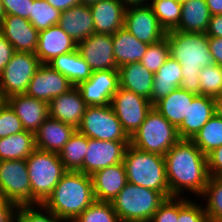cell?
<instances>
[{
    "mask_svg": "<svg viewBox=\"0 0 222 222\" xmlns=\"http://www.w3.org/2000/svg\"><path fill=\"white\" fill-rule=\"evenodd\" d=\"M164 160L170 197L189 192L200 199L210 178L207 156L191 140L180 139Z\"/></svg>",
    "mask_w": 222,
    "mask_h": 222,
    "instance_id": "1",
    "label": "cell"
},
{
    "mask_svg": "<svg viewBox=\"0 0 222 222\" xmlns=\"http://www.w3.org/2000/svg\"><path fill=\"white\" fill-rule=\"evenodd\" d=\"M165 37L169 44L170 56L182 67L179 88L200 95L199 73L207 65L214 63L206 33L181 32L171 30Z\"/></svg>",
    "mask_w": 222,
    "mask_h": 222,
    "instance_id": "2",
    "label": "cell"
},
{
    "mask_svg": "<svg viewBox=\"0 0 222 222\" xmlns=\"http://www.w3.org/2000/svg\"><path fill=\"white\" fill-rule=\"evenodd\" d=\"M94 201L91 175L67 171L42 205L63 222H73Z\"/></svg>",
    "mask_w": 222,
    "mask_h": 222,
    "instance_id": "3",
    "label": "cell"
},
{
    "mask_svg": "<svg viewBox=\"0 0 222 222\" xmlns=\"http://www.w3.org/2000/svg\"><path fill=\"white\" fill-rule=\"evenodd\" d=\"M123 164L128 182L156 190L166 198L170 197L163 155L142 151L129 144Z\"/></svg>",
    "mask_w": 222,
    "mask_h": 222,
    "instance_id": "4",
    "label": "cell"
},
{
    "mask_svg": "<svg viewBox=\"0 0 222 222\" xmlns=\"http://www.w3.org/2000/svg\"><path fill=\"white\" fill-rule=\"evenodd\" d=\"M31 205L43 204L67 172L58 153L35 149L26 159Z\"/></svg>",
    "mask_w": 222,
    "mask_h": 222,
    "instance_id": "5",
    "label": "cell"
},
{
    "mask_svg": "<svg viewBox=\"0 0 222 222\" xmlns=\"http://www.w3.org/2000/svg\"><path fill=\"white\" fill-rule=\"evenodd\" d=\"M165 199L156 190L127 182L111 203L120 222H149Z\"/></svg>",
    "mask_w": 222,
    "mask_h": 222,
    "instance_id": "6",
    "label": "cell"
},
{
    "mask_svg": "<svg viewBox=\"0 0 222 222\" xmlns=\"http://www.w3.org/2000/svg\"><path fill=\"white\" fill-rule=\"evenodd\" d=\"M179 140L177 128L152 107L143 123L130 137V145L164 156Z\"/></svg>",
    "mask_w": 222,
    "mask_h": 222,
    "instance_id": "7",
    "label": "cell"
},
{
    "mask_svg": "<svg viewBox=\"0 0 222 222\" xmlns=\"http://www.w3.org/2000/svg\"><path fill=\"white\" fill-rule=\"evenodd\" d=\"M77 131L102 141H130L111 105L87 106Z\"/></svg>",
    "mask_w": 222,
    "mask_h": 222,
    "instance_id": "8",
    "label": "cell"
},
{
    "mask_svg": "<svg viewBox=\"0 0 222 222\" xmlns=\"http://www.w3.org/2000/svg\"><path fill=\"white\" fill-rule=\"evenodd\" d=\"M41 64L35 53L15 51L0 73V91L4 98L15 94H25Z\"/></svg>",
    "mask_w": 222,
    "mask_h": 222,
    "instance_id": "9",
    "label": "cell"
},
{
    "mask_svg": "<svg viewBox=\"0 0 222 222\" xmlns=\"http://www.w3.org/2000/svg\"><path fill=\"white\" fill-rule=\"evenodd\" d=\"M0 195L17 206L31 205L26 159L0 161Z\"/></svg>",
    "mask_w": 222,
    "mask_h": 222,
    "instance_id": "10",
    "label": "cell"
},
{
    "mask_svg": "<svg viewBox=\"0 0 222 222\" xmlns=\"http://www.w3.org/2000/svg\"><path fill=\"white\" fill-rule=\"evenodd\" d=\"M110 105L129 137L140 127L153 107L147 98L121 87L113 95Z\"/></svg>",
    "mask_w": 222,
    "mask_h": 222,
    "instance_id": "11",
    "label": "cell"
},
{
    "mask_svg": "<svg viewBox=\"0 0 222 222\" xmlns=\"http://www.w3.org/2000/svg\"><path fill=\"white\" fill-rule=\"evenodd\" d=\"M123 27L147 44L157 43L166 35L149 4L126 8Z\"/></svg>",
    "mask_w": 222,
    "mask_h": 222,
    "instance_id": "12",
    "label": "cell"
},
{
    "mask_svg": "<svg viewBox=\"0 0 222 222\" xmlns=\"http://www.w3.org/2000/svg\"><path fill=\"white\" fill-rule=\"evenodd\" d=\"M87 106L110 105L120 87L118 70L94 71L91 77L76 86Z\"/></svg>",
    "mask_w": 222,
    "mask_h": 222,
    "instance_id": "13",
    "label": "cell"
},
{
    "mask_svg": "<svg viewBox=\"0 0 222 222\" xmlns=\"http://www.w3.org/2000/svg\"><path fill=\"white\" fill-rule=\"evenodd\" d=\"M76 49L89 65L92 72L118 70L114 58L111 34L93 33L88 38L78 42Z\"/></svg>",
    "mask_w": 222,
    "mask_h": 222,
    "instance_id": "14",
    "label": "cell"
},
{
    "mask_svg": "<svg viewBox=\"0 0 222 222\" xmlns=\"http://www.w3.org/2000/svg\"><path fill=\"white\" fill-rule=\"evenodd\" d=\"M129 144L130 141H102L88 138V149L80 172L92 175L100 169L122 163Z\"/></svg>",
    "mask_w": 222,
    "mask_h": 222,
    "instance_id": "15",
    "label": "cell"
},
{
    "mask_svg": "<svg viewBox=\"0 0 222 222\" xmlns=\"http://www.w3.org/2000/svg\"><path fill=\"white\" fill-rule=\"evenodd\" d=\"M73 87L67 77L48 64H41L31 79L26 95L49 103Z\"/></svg>",
    "mask_w": 222,
    "mask_h": 222,
    "instance_id": "16",
    "label": "cell"
},
{
    "mask_svg": "<svg viewBox=\"0 0 222 222\" xmlns=\"http://www.w3.org/2000/svg\"><path fill=\"white\" fill-rule=\"evenodd\" d=\"M0 32L15 51L35 53L39 32L28 19L16 15H6L0 23Z\"/></svg>",
    "mask_w": 222,
    "mask_h": 222,
    "instance_id": "17",
    "label": "cell"
},
{
    "mask_svg": "<svg viewBox=\"0 0 222 222\" xmlns=\"http://www.w3.org/2000/svg\"><path fill=\"white\" fill-rule=\"evenodd\" d=\"M76 42L57 24L39 32L35 55L42 64H48L59 55L73 52Z\"/></svg>",
    "mask_w": 222,
    "mask_h": 222,
    "instance_id": "18",
    "label": "cell"
},
{
    "mask_svg": "<svg viewBox=\"0 0 222 222\" xmlns=\"http://www.w3.org/2000/svg\"><path fill=\"white\" fill-rule=\"evenodd\" d=\"M27 131L35 133L49 116L48 103L26 94H15L6 98Z\"/></svg>",
    "mask_w": 222,
    "mask_h": 222,
    "instance_id": "19",
    "label": "cell"
},
{
    "mask_svg": "<svg viewBox=\"0 0 222 222\" xmlns=\"http://www.w3.org/2000/svg\"><path fill=\"white\" fill-rule=\"evenodd\" d=\"M86 107L80 91L76 86H73L48 103L49 117L77 128L81 123Z\"/></svg>",
    "mask_w": 222,
    "mask_h": 222,
    "instance_id": "20",
    "label": "cell"
},
{
    "mask_svg": "<svg viewBox=\"0 0 222 222\" xmlns=\"http://www.w3.org/2000/svg\"><path fill=\"white\" fill-rule=\"evenodd\" d=\"M91 179L95 200L104 202H111L128 182L123 162L94 172Z\"/></svg>",
    "mask_w": 222,
    "mask_h": 222,
    "instance_id": "21",
    "label": "cell"
},
{
    "mask_svg": "<svg viewBox=\"0 0 222 222\" xmlns=\"http://www.w3.org/2000/svg\"><path fill=\"white\" fill-rule=\"evenodd\" d=\"M215 115L214 97L196 95L188 106L187 118L177 128L180 139L191 140L206 122Z\"/></svg>",
    "mask_w": 222,
    "mask_h": 222,
    "instance_id": "22",
    "label": "cell"
},
{
    "mask_svg": "<svg viewBox=\"0 0 222 222\" xmlns=\"http://www.w3.org/2000/svg\"><path fill=\"white\" fill-rule=\"evenodd\" d=\"M89 6L94 33L113 35L123 28L126 8L118 0H100Z\"/></svg>",
    "mask_w": 222,
    "mask_h": 222,
    "instance_id": "23",
    "label": "cell"
},
{
    "mask_svg": "<svg viewBox=\"0 0 222 222\" xmlns=\"http://www.w3.org/2000/svg\"><path fill=\"white\" fill-rule=\"evenodd\" d=\"M76 130L74 126L48 116L35 132L36 148L59 154Z\"/></svg>",
    "mask_w": 222,
    "mask_h": 222,
    "instance_id": "24",
    "label": "cell"
},
{
    "mask_svg": "<svg viewBox=\"0 0 222 222\" xmlns=\"http://www.w3.org/2000/svg\"><path fill=\"white\" fill-rule=\"evenodd\" d=\"M58 25L76 42L94 33V21L89 5L80 4L61 12Z\"/></svg>",
    "mask_w": 222,
    "mask_h": 222,
    "instance_id": "25",
    "label": "cell"
},
{
    "mask_svg": "<svg viewBox=\"0 0 222 222\" xmlns=\"http://www.w3.org/2000/svg\"><path fill=\"white\" fill-rule=\"evenodd\" d=\"M120 87L137 95L151 99L154 74L140 62L129 63L118 68Z\"/></svg>",
    "mask_w": 222,
    "mask_h": 222,
    "instance_id": "26",
    "label": "cell"
},
{
    "mask_svg": "<svg viewBox=\"0 0 222 222\" xmlns=\"http://www.w3.org/2000/svg\"><path fill=\"white\" fill-rule=\"evenodd\" d=\"M182 80V67L179 62L169 56L165 63L154 74L150 102L154 105L172 91L179 88Z\"/></svg>",
    "mask_w": 222,
    "mask_h": 222,
    "instance_id": "27",
    "label": "cell"
},
{
    "mask_svg": "<svg viewBox=\"0 0 222 222\" xmlns=\"http://www.w3.org/2000/svg\"><path fill=\"white\" fill-rule=\"evenodd\" d=\"M195 96L196 94L177 88L168 96L156 102L153 108H155L167 121L178 128L184 118H187L188 106Z\"/></svg>",
    "mask_w": 222,
    "mask_h": 222,
    "instance_id": "28",
    "label": "cell"
},
{
    "mask_svg": "<svg viewBox=\"0 0 222 222\" xmlns=\"http://www.w3.org/2000/svg\"><path fill=\"white\" fill-rule=\"evenodd\" d=\"M112 42L118 68L129 63L140 62L149 45L137 40L124 27L112 35Z\"/></svg>",
    "mask_w": 222,
    "mask_h": 222,
    "instance_id": "29",
    "label": "cell"
},
{
    "mask_svg": "<svg viewBox=\"0 0 222 222\" xmlns=\"http://www.w3.org/2000/svg\"><path fill=\"white\" fill-rule=\"evenodd\" d=\"M181 4V18L175 30L181 32L206 33L212 16L206 0H189Z\"/></svg>",
    "mask_w": 222,
    "mask_h": 222,
    "instance_id": "30",
    "label": "cell"
},
{
    "mask_svg": "<svg viewBox=\"0 0 222 222\" xmlns=\"http://www.w3.org/2000/svg\"><path fill=\"white\" fill-rule=\"evenodd\" d=\"M48 65L68 78L73 86H77L91 77L92 70L79 54L77 49L57 56Z\"/></svg>",
    "mask_w": 222,
    "mask_h": 222,
    "instance_id": "31",
    "label": "cell"
},
{
    "mask_svg": "<svg viewBox=\"0 0 222 222\" xmlns=\"http://www.w3.org/2000/svg\"><path fill=\"white\" fill-rule=\"evenodd\" d=\"M35 149V133L31 131L0 138V161L27 159Z\"/></svg>",
    "mask_w": 222,
    "mask_h": 222,
    "instance_id": "32",
    "label": "cell"
},
{
    "mask_svg": "<svg viewBox=\"0 0 222 222\" xmlns=\"http://www.w3.org/2000/svg\"><path fill=\"white\" fill-rule=\"evenodd\" d=\"M88 149V137L77 130L70 137L59 157L67 171H80Z\"/></svg>",
    "mask_w": 222,
    "mask_h": 222,
    "instance_id": "33",
    "label": "cell"
},
{
    "mask_svg": "<svg viewBox=\"0 0 222 222\" xmlns=\"http://www.w3.org/2000/svg\"><path fill=\"white\" fill-rule=\"evenodd\" d=\"M191 141L207 156L222 146V118L212 116Z\"/></svg>",
    "mask_w": 222,
    "mask_h": 222,
    "instance_id": "34",
    "label": "cell"
},
{
    "mask_svg": "<svg viewBox=\"0 0 222 222\" xmlns=\"http://www.w3.org/2000/svg\"><path fill=\"white\" fill-rule=\"evenodd\" d=\"M160 26L166 31L175 30L178 27L182 4L177 0H150L148 3Z\"/></svg>",
    "mask_w": 222,
    "mask_h": 222,
    "instance_id": "35",
    "label": "cell"
},
{
    "mask_svg": "<svg viewBox=\"0 0 222 222\" xmlns=\"http://www.w3.org/2000/svg\"><path fill=\"white\" fill-rule=\"evenodd\" d=\"M200 197L202 201L205 200L204 208L209 222H222V177L210 176Z\"/></svg>",
    "mask_w": 222,
    "mask_h": 222,
    "instance_id": "36",
    "label": "cell"
},
{
    "mask_svg": "<svg viewBox=\"0 0 222 222\" xmlns=\"http://www.w3.org/2000/svg\"><path fill=\"white\" fill-rule=\"evenodd\" d=\"M61 12L51 6L46 0H33L29 21L38 31L59 23Z\"/></svg>",
    "mask_w": 222,
    "mask_h": 222,
    "instance_id": "37",
    "label": "cell"
},
{
    "mask_svg": "<svg viewBox=\"0 0 222 222\" xmlns=\"http://www.w3.org/2000/svg\"><path fill=\"white\" fill-rule=\"evenodd\" d=\"M73 222H120L111 202L94 201Z\"/></svg>",
    "mask_w": 222,
    "mask_h": 222,
    "instance_id": "38",
    "label": "cell"
},
{
    "mask_svg": "<svg viewBox=\"0 0 222 222\" xmlns=\"http://www.w3.org/2000/svg\"><path fill=\"white\" fill-rule=\"evenodd\" d=\"M200 94L215 97L222 93V66L212 63L199 73Z\"/></svg>",
    "mask_w": 222,
    "mask_h": 222,
    "instance_id": "39",
    "label": "cell"
},
{
    "mask_svg": "<svg viewBox=\"0 0 222 222\" xmlns=\"http://www.w3.org/2000/svg\"><path fill=\"white\" fill-rule=\"evenodd\" d=\"M170 56L169 44L166 37L157 43L149 44L140 63L155 74Z\"/></svg>",
    "mask_w": 222,
    "mask_h": 222,
    "instance_id": "40",
    "label": "cell"
},
{
    "mask_svg": "<svg viewBox=\"0 0 222 222\" xmlns=\"http://www.w3.org/2000/svg\"><path fill=\"white\" fill-rule=\"evenodd\" d=\"M39 209V210H38ZM44 212V213H43ZM14 222H63L42 204L18 206Z\"/></svg>",
    "mask_w": 222,
    "mask_h": 222,
    "instance_id": "41",
    "label": "cell"
},
{
    "mask_svg": "<svg viewBox=\"0 0 222 222\" xmlns=\"http://www.w3.org/2000/svg\"><path fill=\"white\" fill-rule=\"evenodd\" d=\"M188 197H178L177 222H209L204 206Z\"/></svg>",
    "mask_w": 222,
    "mask_h": 222,
    "instance_id": "42",
    "label": "cell"
},
{
    "mask_svg": "<svg viewBox=\"0 0 222 222\" xmlns=\"http://www.w3.org/2000/svg\"><path fill=\"white\" fill-rule=\"evenodd\" d=\"M21 120L17 117L15 111L5 101L0 107V138L24 131Z\"/></svg>",
    "mask_w": 222,
    "mask_h": 222,
    "instance_id": "43",
    "label": "cell"
},
{
    "mask_svg": "<svg viewBox=\"0 0 222 222\" xmlns=\"http://www.w3.org/2000/svg\"><path fill=\"white\" fill-rule=\"evenodd\" d=\"M178 219V197L166 198L149 222H177Z\"/></svg>",
    "mask_w": 222,
    "mask_h": 222,
    "instance_id": "44",
    "label": "cell"
},
{
    "mask_svg": "<svg viewBox=\"0 0 222 222\" xmlns=\"http://www.w3.org/2000/svg\"><path fill=\"white\" fill-rule=\"evenodd\" d=\"M33 0H3L6 15H16L29 20Z\"/></svg>",
    "mask_w": 222,
    "mask_h": 222,
    "instance_id": "45",
    "label": "cell"
},
{
    "mask_svg": "<svg viewBox=\"0 0 222 222\" xmlns=\"http://www.w3.org/2000/svg\"><path fill=\"white\" fill-rule=\"evenodd\" d=\"M207 165L210 176L222 177V146L207 155Z\"/></svg>",
    "mask_w": 222,
    "mask_h": 222,
    "instance_id": "46",
    "label": "cell"
},
{
    "mask_svg": "<svg viewBox=\"0 0 222 222\" xmlns=\"http://www.w3.org/2000/svg\"><path fill=\"white\" fill-rule=\"evenodd\" d=\"M18 206L0 195V222H14Z\"/></svg>",
    "mask_w": 222,
    "mask_h": 222,
    "instance_id": "47",
    "label": "cell"
},
{
    "mask_svg": "<svg viewBox=\"0 0 222 222\" xmlns=\"http://www.w3.org/2000/svg\"><path fill=\"white\" fill-rule=\"evenodd\" d=\"M15 50L8 40L0 32V73L11 60Z\"/></svg>",
    "mask_w": 222,
    "mask_h": 222,
    "instance_id": "48",
    "label": "cell"
},
{
    "mask_svg": "<svg viewBox=\"0 0 222 222\" xmlns=\"http://www.w3.org/2000/svg\"><path fill=\"white\" fill-rule=\"evenodd\" d=\"M208 44L214 63L222 66V38L208 37Z\"/></svg>",
    "mask_w": 222,
    "mask_h": 222,
    "instance_id": "49",
    "label": "cell"
},
{
    "mask_svg": "<svg viewBox=\"0 0 222 222\" xmlns=\"http://www.w3.org/2000/svg\"><path fill=\"white\" fill-rule=\"evenodd\" d=\"M206 35L222 38V14L211 16Z\"/></svg>",
    "mask_w": 222,
    "mask_h": 222,
    "instance_id": "50",
    "label": "cell"
},
{
    "mask_svg": "<svg viewBox=\"0 0 222 222\" xmlns=\"http://www.w3.org/2000/svg\"><path fill=\"white\" fill-rule=\"evenodd\" d=\"M51 6L63 12L73 6L80 5L79 0H46Z\"/></svg>",
    "mask_w": 222,
    "mask_h": 222,
    "instance_id": "51",
    "label": "cell"
},
{
    "mask_svg": "<svg viewBox=\"0 0 222 222\" xmlns=\"http://www.w3.org/2000/svg\"><path fill=\"white\" fill-rule=\"evenodd\" d=\"M211 15L222 14V0H206Z\"/></svg>",
    "mask_w": 222,
    "mask_h": 222,
    "instance_id": "52",
    "label": "cell"
},
{
    "mask_svg": "<svg viewBox=\"0 0 222 222\" xmlns=\"http://www.w3.org/2000/svg\"><path fill=\"white\" fill-rule=\"evenodd\" d=\"M125 8L142 6L149 3V0H118Z\"/></svg>",
    "mask_w": 222,
    "mask_h": 222,
    "instance_id": "53",
    "label": "cell"
},
{
    "mask_svg": "<svg viewBox=\"0 0 222 222\" xmlns=\"http://www.w3.org/2000/svg\"><path fill=\"white\" fill-rule=\"evenodd\" d=\"M215 101V114L222 118V93L214 97Z\"/></svg>",
    "mask_w": 222,
    "mask_h": 222,
    "instance_id": "54",
    "label": "cell"
},
{
    "mask_svg": "<svg viewBox=\"0 0 222 222\" xmlns=\"http://www.w3.org/2000/svg\"><path fill=\"white\" fill-rule=\"evenodd\" d=\"M6 16L3 0H0V23L3 21L4 17Z\"/></svg>",
    "mask_w": 222,
    "mask_h": 222,
    "instance_id": "55",
    "label": "cell"
},
{
    "mask_svg": "<svg viewBox=\"0 0 222 222\" xmlns=\"http://www.w3.org/2000/svg\"><path fill=\"white\" fill-rule=\"evenodd\" d=\"M100 0H79L80 4L90 5L92 3L98 2Z\"/></svg>",
    "mask_w": 222,
    "mask_h": 222,
    "instance_id": "56",
    "label": "cell"
},
{
    "mask_svg": "<svg viewBox=\"0 0 222 222\" xmlns=\"http://www.w3.org/2000/svg\"><path fill=\"white\" fill-rule=\"evenodd\" d=\"M6 99L4 98V96L2 95L1 91H0V107L5 103Z\"/></svg>",
    "mask_w": 222,
    "mask_h": 222,
    "instance_id": "57",
    "label": "cell"
},
{
    "mask_svg": "<svg viewBox=\"0 0 222 222\" xmlns=\"http://www.w3.org/2000/svg\"><path fill=\"white\" fill-rule=\"evenodd\" d=\"M177 1L180 2V3H183V2L189 1V0H177Z\"/></svg>",
    "mask_w": 222,
    "mask_h": 222,
    "instance_id": "58",
    "label": "cell"
}]
</instances>
